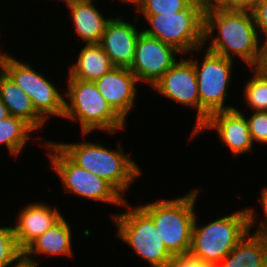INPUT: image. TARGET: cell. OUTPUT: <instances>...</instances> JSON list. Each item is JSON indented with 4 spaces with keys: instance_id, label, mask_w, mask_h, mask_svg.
Instances as JSON below:
<instances>
[{
    "instance_id": "cell-1",
    "label": "cell",
    "mask_w": 267,
    "mask_h": 267,
    "mask_svg": "<svg viewBox=\"0 0 267 267\" xmlns=\"http://www.w3.org/2000/svg\"><path fill=\"white\" fill-rule=\"evenodd\" d=\"M203 47L235 61L239 58L245 68L259 67L263 56V44L250 10L213 8L204 11Z\"/></svg>"
},
{
    "instance_id": "cell-2",
    "label": "cell",
    "mask_w": 267,
    "mask_h": 267,
    "mask_svg": "<svg viewBox=\"0 0 267 267\" xmlns=\"http://www.w3.org/2000/svg\"><path fill=\"white\" fill-rule=\"evenodd\" d=\"M75 164L105 179L123 197L132 184L142 175L139 166L130 154L117 142V148L109 149L102 143L92 141L70 142L53 141ZM126 192V193H125Z\"/></svg>"
},
{
    "instance_id": "cell-3",
    "label": "cell",
    "mask_w": 267,
    "mask_h": 267,
    "mask_svg": "<svg viewBox=\"0 0 267 267\" xmlns=\"http://www.w3.org/2000/svg\"><path fill=\"white\" fill-rule=\"evenodd\" d=\"M66 80L63 118L80 125L82 138L95 131L111 136L125 131L127 123L106 102L94 82L75 79L69 74Z\"/></svg>"
},
{
    "instance_id": "cell-4",
    "label": "cell",
    "mask_w": 267,
    "mask_h": 267,
    "mask_svg": "<svg viewBox=\"0 0 267 267\" xmlns=\"http://www.w3.org/2000/svg\"><path fill=\"white\" fill-rule=\"evenodd\" d=\"M200 189L202 188L195 187L175 199L162 197L137 204L153 220L161 240L172 256L189 253Z\"/></svg>"
},
{
    "instance_id": "cell-5",
    "label": "cell",
    "mask_w": 267,
    "mask_h": 267,
    "mask_svg": "<svg viewBox=\"0 0 267 267\" xmlns=\"http://www.w3.org/2000/svg\"><path fill=\"white\" fill-rule=\"evenodd\" d=\"M198 218L196 213L189 254L206 264L217 265L249 232L246 208L219 215L203 225Z\"/></svg>"
},
{
    "instance_id": "cell-6",
    "label": "cell",
    "mask_w": 267,
    "mask_h": 267,
    "mask_svg": "<svg viewBox=\"0 0 267 267\" xmlns=\"http://www.w3.org/2000/svg\"><path fill=\"white\" fill-rule=\"evenodd\" d=\"M145 19L142 32L178 50L183 56L201 53L204 44V10L194 0L185 10L174 14L136 16Z\"/></svg>"
},
{
    "instance_id": "cell-7",
    "label": "cell",
    "mask_w": 267,
    "mask_h": 267,
    "mask_svg": "<svg viewBox=\"0 0 267 267\" xmlns=\"http://www.w3.org/2000/svg\"><path fill=\"white\" fill-rule=\"evenodd\" d=\"M126 211L110 215L117 228L116 236L132 248L136 257L150 267H167L173 256L166 249L153 220L138 206L126 200Z\"/></svg>"
},
{
    "instance_id": "cell-8",
    "label": "cell",
    "mask_w": 267,
    "mask_h": 267,
    "mask_svg": "<svg viewBox=\"0 0 267 267\" xmlns=\"http://www.w3.org/2000/svg\"><path fill=\"white\" fill-rule=\"evenodd\" d=\"M43 143L39 146L48 150V162L59 177L64 193L92 202L122 207L126 199L110 183L75 164L53 140H45Z\"/></svg>"
},
{
    "instance_id": "cell-9",
    "label": "cell",
    "mask_w": 267,
    "mask_h": 267,
    "mask_svg": "<svg viewBox=\"0 0 267 267\" xmlns=\"http://www.w3.org/2000/svg\"><path fill=\"white\" fill-rule=\"evenodd\" d=\"M204 47L200 51L204 52L202 59L190 58L193 62L198 83V93L200 101V125L208 116L217 111L231 110L236 107L226 105L229 97V89L233 87L232 74L234 61L232 59L215 54ZM200 60V61H199ZM233 71V72H232Z\"/></svg>"
},
{
    "instance_id": "cell-10",
    "label": "cell",
    "mask_w": 267,
    "mask_h": 267,
    "mask_svg": "<svg viewBox=\"0 0 267 267\" xmlns=\"http://www.w3.org/2000/svg\"><path fill=\"white\" fill-rule=\"evenodd\" d=\"M2 70L28 95L37 113L47 123L50 118L63 119L64 89L59 90L51 79L36 71L31 63L18 60L8 52L4 57Z\"/></svg>"
},
{
    "instance_id": "cell-11",
    "label": "cell",
    "mask_w": 267,
    "mask_h": 267,
    "mask_svg": "<svg viewBox=\"0 0 267 267\" xmlns=\"http://www.w3.org/2000/svg\"><path fill=\"white\" fill-rule=\"evenodd\" d=\"M189 53L178 58L176 63L153 85L158 95L169 99L180 106L196 110L195 123L191 134L200 126V101L198 83L193 62ZM187 57V58H186Z\"/></svg>"
},
{
    "instance_id": "cell-12",
    "label": "cell",
    "mask_w": 267,
    "mask_h": 267,
    "mask_svg": "<svg viewBox=\"0 0 267 267\" xmlns=\"http://www.w3.org/2000/svg\"><path fill=\"white\" fill-rule=\"evenodd\" d=\"M178 56L182 54L174 47L141 32L129 70L141 83L139 85L145 83L152 87L176 63Z\"/></svg>"
},
{
    "instance_id": "cell-13",
    "label": "cell",
    "mask_w": 267,
    "mask_h": 267,
    "mask_svg": "<svg viewBox=\"0 0 267 267\" xmlns=\"http://www.w3.org/2000/svg\"><path fill=\"white\" fill-rule=\"evenodd\" d=\"M215 131L218 139L228 147L233 156L252 154L255 144L249 132L246 116L242 109L234 108L231 110L217 111L208 118L190 135L189 141L201 135L204 131Z\"/></svg>"
},
{
    "instance_id": "cell-14",
    "label": "cell",
    "mask_w": 267,
    "mask_h": 267,
    "mask_svg": "<svg viewBox=\"0 0 267 267\" xmlns=\"http://www.w3.org/2000/svg\"><path fill=\"white\" fill-rule=\"evenodd\" d=\"M134 17L132 23L122 14L111 18L101 37L99 45L114 67L130 68L134 60L136 43L142 32V28L136 26L142 20Z\"/></svg>"
},
{
    "instance_id": "cell-15",
    "label": "cell",
    "mask_w": 267,
    "mask_h": 267,
    "mask_svg": "<svg viewBox=\"0 0 267 267\" xmlns=\"http://www.w3.org/2000/svg\"><path fill=\"white\" fill-rule=\"evenodd\" d=\"M94 83L106 102L127 123L139 93L135 75L129 68L113 67Z\"/></svg>"
},
{
    "instance_id": "cell-16",
    "label": "cell",
    "mask_w": 267,
    "mask_h": 267,
    "mask_svg": "<svg viewBox=\"0 0 267 267\" xmlns=\"http://www.w3.org/2000/svg\"><path fill=\"white\" fill-rule=\"evenodd\" d=\"M26 204L17 213L16 221H13L14 235L22 251L63 217L57 206L54 208L47 202Z\"/></svg>"
},
{
    "instance_id": "cell-17",
    "label": "cell",
    "mask_w": 267,
    "mask_h": 267,
    "mask_svg": "<svg viewBox=\"0 0 267 267\" xmlns=\"http://www.w3.org/2000/svg\"><path fill=\"white\" fill-rule=\"evenodd\" d=\"M97 0H64L71 17L73 30L79 41L85 44H99L106 25L111 20L96 7Z\"/></svg>"
},
{
    "instance_id": "cell-18",
    "label": "cell",
    "mask_w": 267,
    "mask_h": 267,
    "mask_svg": "<svg viewBox=\"0 0 267 267\" xmlns=\"http://www.w3.org/2000/svg\"><path fill=\"white\" fill-rule=\"evenodd\" d=\"M64 216L49 230L33 240L24 250L23 257L29 261L40 264V255L44 257H66L73 256V228ZM72 229V230H71ZM37 255V256H36ZM34 256V257H33ZM36 256V258H35ZM39 262H38V261Z\"/></svg>"
},
{
    "instance_id": "cell-19",
    "label": "cell",
    "mask_w": 267,
    "mask_h": 267,
    "mask_svg": "<svg viewBox=\"0 0 267 267\" xmlns=\"http://www.w3.org/2000/svg\"><path fill=\"white\" fill-rule=\"evenodd\" d=\"M0 97L10 115L23 119L36 132L47 126L28 95L3 70L0 72Z\"/></svg>"
},
{
    "instance_id": "cell-20",
    "label": "cell",
    "mask_w": 267,
    "mask_h": 267,
    "mask_svg": "<svg viewBox=\"0 0 267 267\" xmlns=\"http://www.w3.org/2000/svg\"><path fill=\"white\" fill-rule=\"evenodd\" d=\"M216 267H267V236L248 232Z\"/></svg>"
},
{
    "instance_id": "cell-21",
    "label": "cell",
    "mask_w": 267,
    "mask_h": 267,
    "mask_svg": "<svg viewBox=\"0 0 267 267\" xmlns=\"http://www.w3.org/2000/svg\"><path fill=\"white\" fill-rule=\"evenodd\" d=\"M82 46L77 52L78 57L74 63L67 68V73L72 78L94 82L114 67L99 44H82Z\"/></svg>"
},
{
    "instance_id": "cell-22",
    "label": "cell",
    "mask_w": 267,
    "mask_h": 267,
    "mask_svg": "<svg viewBox=\"0 0 267 267\" xmlns=\"http://www.w3.org/2000/svg\"><path fill=\"white\" fill-rule=\"evenodd\" d=\"M37 133L23 119L12 115L0 120V146L8 150L11 157L19 158L26 145L32 138V134Z\"/></svg>"
},
{
    "instance_id": "cell-23",
    "label": "cell",
    "mask_w": 267,
    "mask_h": 267,
    "mask_svg": "<svg viewBox=\"0 0 267 267\" xmlns=\"http://www.w3.org/2000/svg\"><path fill=\"white\" fill-rule=\"evenodd\" d=\"M251 78L243 85V100L251 111H267V73L260 67L247 68ZM252 70V71H251Z\"/></svg>"
},
{
    "instance_id": "cell-24",
    "label": "cell",
    "mask_w": 267,
    "mask_h": 267,
    "mask_svg": "<svg viewBox=\"0 0 267 267\" xmlns=\"http://www.w3.org/2000/svg\"><path fill=\"white\" fill-rule=\"evenodd\" d=\"M194 0H141L133 10L135 16H154L160 14H174L185 10Z\"/></svg>"
},
{
    "instance_id": "cell-25",
    "label": "cell",
    "mask_w": 267,
    "mask_h": 267,
    "mask_svg": "<svg viewBox=\"0 0 267 267\" xmlns=\"http://www.w3.org/2000/svg\"><path fill=\"white\" fill-rule=\"evenodd\" d=\"M23 256L19 248L13 225L4 226L0 223V267H10Z\"/></svg>"
},
{
    "instance_id": "cell-26",
    "label": "cell",
    "mask_w": 267,
    "mask_h": 267,
    "mask_svg": "<svg viewBox=\"0 0 267 267\" xmlns=\"http://www.w3.org/2000/svg\"><path fill=\"white\" fill-rule=\"evenodd\" d=\"M260 209L262 210V217L260 215L257 217L259 212H255L253 207H245L248 215V224H249V232H253L254 234L267 236V186L263 185L260 190ZM256 229V230H255ZM252 230V231H251Z\"/></svg>"
},
{
    "instance_id": "cell-27",
    "label": "cell",
    "mask_w": 267,
    "mask_h": 267,
    "mask_svg": "<svg viewBox=\"0 0 267 267\" xmlns=\"http://www.w3.org/2000/svg\"><path fill=\"white\" fill-rule=\"evenodd\" d=\"M244 111L253 143L267 146V111H251L249 115Z\"/></svg>"
},
{
    "instance_id": "cell-28",
    "label": "cell",
    "mask_w": 267,
    "mask_h": 267,
    "mask_svg": "<svg viewBox=\"0 0 267 267\" xmlns=\"http://www.w3.org/2000/svg\"><path fill=\"white\" fill-rule=\"evenodd\" d=\"M259 39L262 44L267 42V0H261L251 10Z\"/></svg>"
},
{
    "instance_id": "cell-29",
    "label": "cell",
    "mask_w": 267,
    "mask_h": 267,
    "mask_svg": "<svg viewBox=\"0 0 267 267\" xmlns=\"http://www.w3.org/2000/svg\"><path fill=\"white\" fill-rule=\"evenodd\" d=\"M167 267H216V265L206 264L188 253L173 256Z\"/></svg>"
},
{
    "instance_id": "cell-30",
    "label": "cell",
    "mask_w": 267,
    "mask_h": 267,
    "mask_svg": "<svg viewBox=\"0 0 267 267\" xmlns=\"http://www.w3.org/2000/svg\"><path fill=\"white\" fill-rule=\"evenodd\" d=\"M261 0H228V9L252 10Z\"/></svg>"
},
{
    "instance_id": "cell-31",
    "label": "cell",
    "mask_w": 267,
    "mask_h": 267,
    "mask_svg": "<svg viewBox=\"0 0 267 267\" xmlns=\"http://www.w3.org/2000/svg\"><path fill=\"white\" fill-rule=\"evenodd\" d=\"M206 11L213 8L228 9V0H195Z\"/></svg>"
},
{
    "instance_id": "cell-32",
    "label": "cell",
    "mask_w": 267,
    "mask_h": 267,
    "mask_svg": "<svg viewBox=\"0 0 267 267\" xmlns=\"http://www.w3.org/2000/svg\"><path fill=\"white\" fill-rule=\"evenodd\" d=\"M38 266H40L38 263L29 261L22 256L14 265H11L10 267H38Z\"/></svg>"
},
{
    "instance_id": "cell-33",
    "label": "cell",
    "mask_w": 267,
    "mask_h": 267,
    "mask_svg": "<svg viewBox=\"0 0 267 267\" xmlns=\"http://www.w3.org/2000/svg\"><path fill=\"white\" fill-rule=\"evenodd\" d=\"M259 67L267 73V42L263 44V56Z\"/></svg>"
},
{
    "instance_id": "cell-34",
    "label": "cell",
    "mask_w": 267,
    "mask_h": 267,
    "mask_svg": "<svg viewBox=\"0 0 267 267\" xmlns=\"http://www.w3.org/2000/svg\"><path fill=\"white\" fill-rule=\"evenodd\" d=\"M10 116L8 108L5 106V104L2 102L0 97V120H3Z\"/></svg>"
},
{
    "instance_id": "cell-35",
    "label": "cell",
    "mask_w": 267,
    "mask_h": 267,
    "mask_svg": "<svg viewBox=\"0 0 267 267\" xmlns=\"http://www.w3.org/2000/svg\"><path fill=\"white\" fill-rule=\"evenodd\" d=\"M117 2L123 3V5H133L135 9L140 4L141 0H117Z\"/></svg>"
},
{
    "instance_id": "cell-36",
    "label": "cell",
    "mask_w": 267,
    "mask_h": 267,
    "mask_svg": "<svg viewBox=\"0 0 267 267\" xmlns=\"http://www.w3.org/2000/svg\"><path fill=\"white\" fill-rule=\"evenodd\" d=\"M1 50V49H0ZM7 53L5 51H0V72L2 71V64H3V60H4V57Z\"/></svg>"
}]
</instances>
